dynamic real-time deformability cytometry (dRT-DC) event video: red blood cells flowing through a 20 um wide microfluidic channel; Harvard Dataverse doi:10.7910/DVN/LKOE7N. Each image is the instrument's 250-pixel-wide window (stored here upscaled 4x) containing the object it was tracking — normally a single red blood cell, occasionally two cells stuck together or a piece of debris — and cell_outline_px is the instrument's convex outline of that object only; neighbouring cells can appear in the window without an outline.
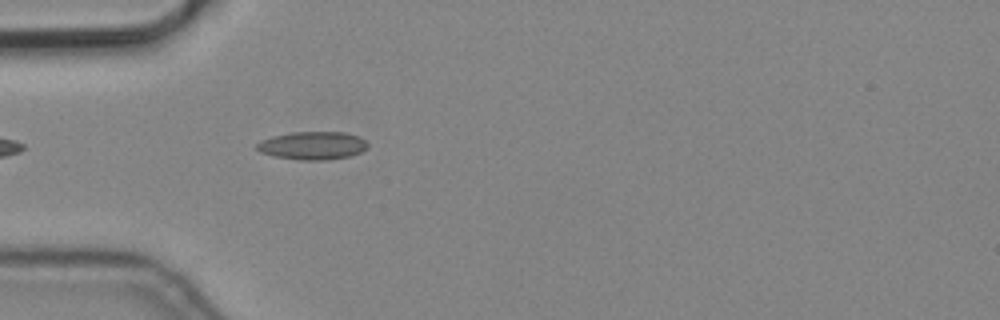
{"species": "common noctule bat (a hibernating species)", "species_latin": "Nyctalus noctula", "temperature_condition": "cold", "stored_images_in_passage": 4, "segment_of_instrument_passage": [2, 2], "camera_frame_rate_fps": 3000, "um_per_image_px": 0.085, "animal": {"sex": "male", "body_mass_g": 19.2, "forearm_length_mm": 51.8}, "frame": {"image": 1, "passage_image": 4, "time_ms": 1.0, "image_size_px": [1000, 320], "cell_outline_px": [[368, 148], [352, 156], [324, 160], [300, 160], [276, 156], [260, 152], [256, 148], [256, 144], [260, 140], [272, 136], [292, 132], [344, 132], [360, 136], [368, 144]], "centroid_in_image_um": [26.58, 12.37], "position_along_channel_um": 58.4, "area_um2": 18.21}}